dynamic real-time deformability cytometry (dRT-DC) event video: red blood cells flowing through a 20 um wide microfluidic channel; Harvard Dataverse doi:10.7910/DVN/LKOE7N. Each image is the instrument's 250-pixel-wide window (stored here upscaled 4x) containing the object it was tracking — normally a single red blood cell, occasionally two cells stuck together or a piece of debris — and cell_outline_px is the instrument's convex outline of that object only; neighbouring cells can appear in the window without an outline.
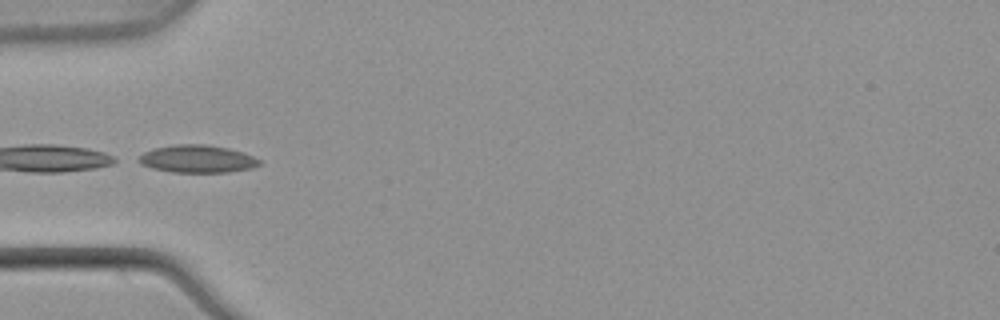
{"species": "common noctule bat (a hibernating species)", "species_latin": "Nyctalus noctula", "temperature_condition": "warm", "stored_images_in_passage": 6, "camera_frame_rate_fps": 3000, "um_per_image_px": 0.085, "animal": {"sex": "male", "body_mass_g": 21.5, "forearm_length_mm": 52.0}, "frame": {"image": 1, "passage_image": 5, "time_ms": 1.333, "image_size_px": [1000, 320], "cell_outline_px": [[264, 164], [252, 168], [228, 172], [172, 172], [152, 168], [140, 164], [132, 160], [144, 152], [152, 148], [172, 144], [204, 144], [228, 148], [252, 156], [260, 160]], "centroid_in_image_um": [16.7, 13.5], "position_along_channel_um": 68.3, "area_um2": 19.71}}
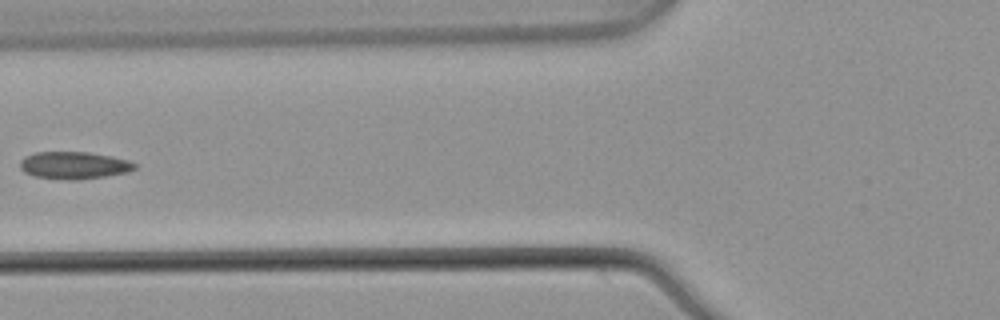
{"frame": {"image": 2, "passage_image": 6, "time_ms": 1.667, "image_size_px": [1000, 320], "cell_outline_px": [[136, 168], [128, 172], [104, 176], [76, 180], [68, 180], [36, 176], [24, 172], [20, 168], [20, 160], [24, 156], [36, 152], [88, 152], [112, 156], [128, 160], [136, 164]], "centroid_in_image_um": [6.28, 14.04], "position_along_channel_um": 119.5, "area_um2": 18.21}}